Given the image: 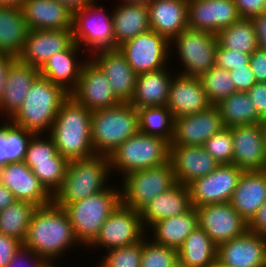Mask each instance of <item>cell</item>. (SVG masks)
Segmentation results:
<instances>
[{
    "label": "cell",
    "instance_id": "cell-27",
    "mask_svg": "<svg viewBox=\"0 0 266 267\" xmlns=\"http://www.w3.org/2000/svg\"><path fill=\"white\" fill-rule=\"evenodd\" d=\"M266 201V170L244 171L230 200L233 208L250 222Z\"/></svg>",
    "mask_w": 266,
    "mask_h": 267
},
{
    "label": "cell",
    "instance_id": "cell-59",
    "mask_svg": "<svg viewBox=\"0 0 266 267\" xmlns=\"http://www.w3.org/2000/svg\"><path fill=\"white\" fill-rule=\"evenodd\" d=\"M59 3L67 7L73 13L85 6L92 4L95 0H57Z\"/></svg>",
    "mask_w": 266,
    "mask_h": 267
},
{
    "label": "cell",
    "instance_id": "cell-10",
    "mask_svg": "<svg viewBox=\"0 0 266 267\" xmlns=\"http://www.w3.org/2000/svg\"><path fill=\"white\" fill-rule=\"evenodd\" d=\"M96 2L73 13V41L78 46L86 44L91 54L99 50L118 49L113 33L112 13L107 15Z\"/></svg>",
    "mask_w": 266,
    "mask_h": 267
},
{
    "label": "cell",
    "instance_id": "cell-44",
    "mask_svg": "<svg viewBox=\"0 0 266 267\" xmlns=\"http://www.w3.org/2000/svg\"><path fill=\"white\" fill-rule=\"evenodd\" d=\"M40 136H42L43 139ZM40 136L39 134H34L27 146V151L23 161L30 167V169L35 165V163L52 162V159L59 154L52 138L49 135H47V138L41 134Z\"/></svg>",
    "mask_w": 266,
    "mask_h": 267
},
{
    "label": "cell",
    "instance_id": "cell-12",
    "mask_svg": "<svg viewBox=\"0 0 266 267\" xmlns=\"http://www.w3.org/2000/svg\"><path fill=\"white\" fill-rule=\"evenodd\" d=\"M140 213L120 204L106 219L96 238L87 246L107 251L140 242L147 234Z\"/></svg>",
    "mask_w": 266,
    "mask_h": 267
},
{
    "label": "cell",
    "instance_id": "cell-5",
    "mask_svg": "<svg viewBox=\"0 0 266 267\" xmlns=\"http://www.w3.org/2000/svg\"><path fill=\"white\" fill-rule=\"evenodd\" d=\"M138 132L137 109L130 103L91 112V141L95 154L109 156Z\"/></svg>",
    "mask_w": 266,
    "mask_h": 267
},
{
    "label": "cell",
    "instance_id": "cell-39",
    "mask_svg": "<svg viewBox=\"0 0 266 267\" xmlns=\"http://www.w3.org/2000/svg\"><path fill=\"white\" fill-rule=\"evenodd\" d=\"M139 132L157 136L171 143L174 134V116L167 106L137 109Z\"/></svg>",
    "mask_w": 266,
    "mask_h": 267
},
{
    "label": "cell",
    "instance_id": "cell-60",
    "mask_svg": "<svg viewBox=\"0 0 266 267\" xmlns=\"http://www.w3.org/2000/svg\"><path fill=\"white\" fill-rule=\"evenodd\" d=\"M26 0H0V6L21 8Z\"/></svg>",
    "mask_w": 266,
    "mask_h": 267
},
{
    "label": "cell",
    "instance_id": "cell-33",
    "mask_svg": "<svg viewBox=\"0 0 266 267\" xmlns=\"http://www.w3.org/2000/svg\"><path fill=\"white\" fill-rule=\"evenodd\" d=\"M199 226L198 213L195 207L189 211L166 219L156 221L149 226L153 232V242L179 249L186 237Z\"/></svg>",
    "mask_w": 266,
    "mask_h": 267
},
{
    "label": "cell",
    "instance_id": "cell-55",
    "mask_svg": "<svg viewBox=\"0 0 266 267\" xmlns=\"http://www.w3.org/2000/svg\"><path fill=\"white\" fill-rule=\"evenodd\" d=\"M248 231L266 235V201L262 204L256 215L248 223Z\"/></svg>",
    "mask_w": 266,
    "mask_h": 267
},
{
    "label": "cell",
    "instance_id": "cell-4",
    "mask_svg": "<svg viewBox=\"0 0 266 267\" xmlns=\"http://www.w3.org/2000/svg\"><path fill=\"white\" fill-rule=\"evenodd\" d=\"M108 156L95 154L92 157L69 161L64 181L53 195V202L65 208L68 204L83 200L108 188L110 177Z\"/></svg>",
    "mask_w": 266,
    "mask_h": 267
},
{
    "label": "cell",
    "instance_id": "cell-29",
    "mask_svg": "<svg viewBox=\"0 0 266 267\" xmlns=\"http://www.w3.org/2000/svg\"><path fill=\"white\" fill-rule=\"evenodd\" d=\"M192 207L187 185L177 183L170 190L155 196L139 213L143 227L147 229L156 221L181 215Z\"/></svg>",
    "mask_w": 266,
    "mask_h": 267
},
{
    "label": "cell",
    "instance_id": "cell-46",
    "mask_svg": "<svg viewBox=\"0 0 266 267\" xmlns=\"http://www.w3.org/2000/svg\"><path fill=\"white\" fill-rule=\"evenodd\" d=\"M203 146L219 164H232L234 148L232 131L229 128L225 127L216 133Z\"/></svg>",
    "mask_w": 266,
    "mask_h": 267
},
{
    "label": "cell",
    "instance_id": "cell-65",
    "mask_svg": "<svg viewBox=\"0 0 266 267\" xmlns=\"http://www.w3.org/2000/svg\"><path fill=\"white\" fill-rule=\"evenodd\" d=\"M45 267H56L53 263H48Z\"/></svg>",
    "mask_w": 266,
    "mask_h": 267
},
{
    "label": "cell",
    "instance_id": "cell-11",
    "mask_svg": "<svg viewBox=\"0 0 266 267\" xmlns=\"http://www.w3.org/2000/svg\"><path fill=\"white\" fill-rule=\"evenodd\" d=\"M170 42L163 36L149 30L118 46L134 72L139 75L166 68L169 60Z\"/></svg>",
    "mask_w": 266,
    "mask_h": 267
},
{
    "label": "cell",
    "instance_id": "cell-26",
    "mask_svg": "<svg viewBox=\"0 0 266 267\" xmlns=\"http://www.w3.org/2000/svg\"><path fill=\"white\" fill-rule=\"evenodd\" d=\"M147 7L150 29L169 42L188 28V0H152Z\"/></svg>",
    "mask_w": 266,
    "mask_h": 267
},
{
    "label": "cell",
    "instance_id": "cell-35",
    "mask_svg": "<svg viewBox=\"0 0 266 267\" xmlns=\"http://www.w3.org/2000/svg\"><path fill=\"white\" fill-rule=\"evenodd\" d=\"M179 261L190 267H212L217 260V245L197 226L178 249Z\"/></svg>",
    "mask_w": 266,
    "mask_h": 267
},
{
    "label": "cell",
    "instance_id": "cell-54",
    "mask_svg": "<svg viewBox=\"0 0 266 267\" xmlns=\"http://www.w3.org/2000/svg\"><path fill=\"white\" fill-rule=\"evenodd\" d=\"M254 25L258 48L266 51V13L250 19Z\"/></svg>",
    "mask_w": 266,
    "mask_h": 267
},
{
    "label": "cell",
    "instance_id": "cell-50",
    "mask_svg": "<svg viewBox=\"0 0 266 267\" xmlns=\"http://www.w3.org/2000/svg\"><path fill=\"white\" fill-rule=\"evenodd\" d=\"M241 19H251L252 17L266 13V0H233Z\"/></svg>",
    "mask_w": 266,
    "mask_h": 267
},
{
    "label": "cell",
    "instance_id": "cell-57",
    "mask_svg": "<svg viewBox=\"0 0 266 267\" xmlns=\"http://www.w3.org/2000/svg\"><path fill=\"white\" fill-rule=\"evenodd\" d=\"M0 124V168L8 164V149H7V136H6V121Z\"/></svg>",
    "mask_w": 266,
    "mask_h": 267
},
{
    "label": "cell",
    "instance_id": "cell-13",
    "mask_svg": "<svg viewBox=\"0 0 266 267\" xmlns=\"http://www.w3.org/2000/svg\"><path fill=\"white\" fill-rule=\"evenodd\" d=\"M243 169L234 164H220L214 171L187 185L193 207L230 202Z\"/></svg>",
    "mask_w": 266,
    "mask_h": 267
},
{
    "label": "cell",
    "instance_id": "cell-45",
    "mask_svg": "<svg viewBox=\"0 0 266 267\" xmlns=\"http://www.w3.org/2000/svg\"><path fill=\"white\" fill-rule=\"evenodd\" d=\"M34 135L31 131L18 127L7 120L6 136L8 149V163L23 161L28 143Z\"/></svg>",
    "mask_w": 266,
    "mask_h": 267
},
{
    "label": "cell",
    "instance_id": "cell-9",
    "mask_svg": "<svg viewBox=\"0 0 266 267\" xmlns=\"http://www.w3.org/2000/svg\"><path fill=\"white\" fill-rule=\"evenodd\" d=\"M176 46L183 64L179 75L199 77L215 66V54L218 47L217 36L207 31L185 29L170 41Z\"/></svg>",
    "mask_w": 266,
    "mask_h": 267
},
{
    "label": "cell",
    "instance_id": "cell-48",
    "mask_svg": "<svg viewBox=\"0 0 266 267\" xmlns=\"http://www.w3.org/2000/svg\"><path fill=\"white\" fill-rule=\"evenodd\" d=\"M47 264L44 258L22 244L7 267H45Z\"/></svg>",
    "mask_w": 266,
    "mask_h": 267
},
{
    "label": "cell",
    "instance_id": "cell-41",
    "mask_svg": "<svg viewBox=\"0 0 266 267\" xmlns=\"http://www.w3.org/2000/svg\"><path fill=\"white\" fill-rule=\"evenodd\" d=\"M68 161L58 154L52 159V162L35 163L31 171L37 176L44 187L54 195L61 187Z\"/></svg>",
    "mask_w": 266,
    "mask_h": 267
},
{
    "label": "cell",
    "instance_id": "cell-49",
    "mask_svg": "<svg viewBox=\"0 0 266 267\" xmlns=\"http://www.w3.org/2000/svg\"><path fill=\"white\" fill-rule=\"evenodd\" d=\"M230 75L238 92H247L257 83L250 65L230 70Z\"/></svg>",
    "mask_w": 266,
    "mask_h": 267
},
{
    "label": "cell",
    "instance_id": "cell-32",
    "mask_svg": "<svg viewBox=\"0 0 266 267\" xmlns=\"http://www.w3.org/2000/svg\"><path fill=\"white\" fill-rule=\"evenodd\" d=\"M115 7L112 21L117 46L150 30L147 4L120 3Z\"/></svg>",
    "mask_w": 266,
    "mask_h": 267
},
{
    "label": "cell",
    "instance_id": "cell-42",
    "mask_svg": "<svg viewBox=\"0 0 266 267\" xmlns=\"http://www.w3.org/2000/svg\"><path fill=\"white\" fill-rule=\"evenodd\" d=\"M178 261L177 249L142 239L140 267H174Z\"/></svg>",
    "mask_w": 266,
    "mask_h": 267
},
{
    "label": "cell",
    "instance_id": "cell-56",
    "mask_svg": "<svg viewBox=\"0 0 266 267\" xmlns=\"http://www.w3.org/2000/svg\"><path fill=\"white\" fill-rule=\"evenodd\" d=\"M17 58L9 54H0V101L5 92L7 72Z\"/></svg>",
    "mask_w": 266,
    "mask_h": 267
},
{
    "label": "cell",
    "instance_id": "cell-28",
    "mask_svg": "<svg viewBox=\"0 0 266 267\" xmlns=\"http://www.w3.org/2000/svg\"><path fill=\"white\" fill-rule=\"evenodd\" d=\"M39 75L38 68L25 64L18 58L12 63L7 72L5 92L0 101L1 116L4 113L9 120L19 110L27 92Z\"/></svg>",
    "mask_w": 266,
    "mask_h": 267
},
{
    "label": "cell",
    "instance_id": "cell-58",
    "mask_svg": "<svg viewBox=\"0 0 266 267\" xmlns=\"http://www.w3.org/2000/svg\"><path fill=\"white\" fill-rule=\"evenodd\" d=\"M17 201L13 193L0 183V211Z\"/></svg>",
    "mask_w": 266,
    "mask_h": 267
},
{
    "label": "cell",
    "instance_id": "cell-7",
    "mask_svg": "<svg viewBox=\"0 0 266 267\" xmlns=\"http://www.w3.org/2000/svg\"><path fill=\"white\" fill-rule=\"evenodd\" d=\"M110 169L128 173L160 166L170 161V143L141 132L124 141L109 156Z\"/></svg>",
    "mask_w": 266,
    "mask_h": 267
},
{
    "label": "cell",
    "instance_id": "cell-19",
    "mask_svg": "<svg viewBox=\"0 0 266 267\" xmlns=\"http://www.w3.org/2000/svg\"><path fill=\"white\" fill-rule=\"evenodd\" d=\"M0 183L7 187L17 200L32 202L38 207L53 202V195L24 161L10 162L0 168Z\"/></svg>",
    "mask_w": 266,
    "mask_h": 267
},
{
    "label": "cell",
    "instance_id": "cell-17",
    "mask_svg": "<svg viewBox=\"0 0 266 267\" xmlns=\"http://www.w3.org/2000/svg\"><path fill=\"white\" fill-rule=\"evenodd\" d=\"M225 128L216 105L199 113L174 119V134L170 145L203 146Z\"/></svg>",
    "mask_w": 266,
    "mask_h": 267
},
{
    "label": "cell",
    "instance_id": "cell-61",
    "mask_svg": "<svg viewBox=\"0 0 266 267\" xmlns=\"http://www.w3.org/2000/svg\"><path fill=\"white\" fill-rule=\"evenodd\" d=\"M152 0H121V3L149 4Z\"/></svg>",
    "mask_w": 266,
    "mask_h": 267
},
{
    "label": "cell",
    "instance_id": "cell-30",
    "mask_svg": "<svg viewBox=\"0 0 266 267\" xmlns=\"http://www.w3.org/2000/svg\"><path fill=\"white\" fill-rule=\"evenodd\" d=\"M173 75L162 68L137 75L133 96L129 103L136 109L166 106Z\"/></svg>",
    "mask_w": 266,
    "mask_h": 267
},
{
    "label": "cell",
    "instance_id": "cell-3",
    "mask_svg": "<svg viewBox=\"0 0 266 267\" xmlns=\"http://www.w3.org/2000/svg\"><path fill=\"white\" fill-rule=\"evenodd\" d=\"M69 96L61 86L39 75L27 92L22 106L9 121L34 134L48 132L61 104Z\"/></svg>",
    "mask_w": 266,
    "mask_h": 267
},
{
    "label": "cell",
    "instance_id": "cell-2",
    "mask_svg": "<svg viewBox=\"0 0 266 267\" xmlns=\"http://www.w3.org/2000/svg\"><path fill=\"white\" fill-rule=\"evenodd\" d=\"M49 136L68 162L95 155L91 141V111L69 96L60 106Z\"/></svg>",
    "mask_w": 266,
    "mask_h": 267
},
{
    "label": "cell",
    "instance_id": "cell-34",
    "mask_svg": "<svg viewBox=\"0 0 266 267\" xmlns=\"http://www.w3.org/2000/svg\"><path fill=\"white\" fill-rule=\"evenodd\" d=\"M28 32L21 8L0 6V54L18 58L23 51Z\"/></svg>",
    "mask_w": 266,
    "mask_h": 267
},
{
    "label": "cell",
    "instance_id": "cell-64",
    "mask_svg": "<svg viewBox=\"0 0 266 267\" xmlns=\"http://www.w3.org/2000/svg\"><path fill=\"white\" fill-rule=\"evenodd\" d=\"M174 267H190L189 265H185L182 262L178 261Z\"/></svg>",
    "mask_w": 266,
    "mask_h": 267
},
{
    "label": "cell",
    "instance_id": "cell-36",
    "mask_svg": "<svg viewBox=\"0 0 266 267\" xmlns=\"http://www.w3.org/2000/svg\"><path fill=\"white\" fill-rule=\"evenodd\" d=\"M226 128L238 125L258 124L263 119L258 115L247 92H236L216 105Z\"/></svg>",
    "mask_w": 266,
    "mask_h": 267
},
{
    "label": "cell",
    "instance_id": "cell-37",
    "mask_svg": "<svg viewBox=\"0 0 266 267\" xmlns=\"http://www.w3.org/2000/svg\"><path fill=\"white\" fill-rule=\"evenodd\" d=\"M32 202L17 200L0 211V233L19 240L22 244L26 239L28 226L35 210Z\"/></svg>",
    "mask_w": 266,
    "mask_h": 267
},
{
    "label": "cell",
    "instance_id": "cell-31",
    "mask_svg": "<svg viewBox=\"0 0 266 267\" xmlns=\"http://www.w3.org/2000/svg\"><path fill=\"white\" fill-rule=\"evenodd\" d=\"M80 46L73 42L65 51L58 52L39 69L40 75L61 86L69 94L76 88L84 62L76 61ZM79 62V63H78Z\"/></svg>",
    "mask_w": 266,
    "mask_h": 267
},
{
    "label": "cell",
    "instance_id": "cell-15",
    "mask_svg": "<svg viewBox=\"0 0 266 267\" xmlns=\"http://www.w3.org/2000/svg\"><path fill=\"white\" fill-rule=\"evenodd\" d=\"M70 96L91 112L121 103L112 92L108 78L90 58L84 60L77 86Z\"/></svg>",
    "mask_w": 266,
    "mask_h": 267
},
{
    "label": "cell",
    "instance_id": "cell-18",
    "mask_svg": "<svg viewBox=\"0 0 266 267\" xmlns=\"http://www.w3.org/2000/svg\"><path fill=\"white\" fill-rule=\"evenodd\" d=\"M187 17L189 29L215 35L241 19L233 0H188Z\"/></svg>",
    "mask_w": 266,
    "mask_h": 267
},
{
    "label": "cell",
    "instance_id": "cell-14",
    "mask_svg": "<svg viewBox=\"0 0 266 267\" xmlns=\"http://www.w3.org/2000/svg\"><path fill=\"white\" fill-rule=\"evenodd\" d=\"M199 226L218 246L223 242L244 235L248 222L233 208L230 202L196 207Z\"/></svg>",
    "mask_w": 266,
    "mask_h": 267
},
{
    "label": "cell",
    "instance_id": "cell-22",
    "mask_svg": "<svg viewBox=\"0 0 266 267\" xmlns=\"http://www.w3.org/2000/svg\"><path fill=\"white\" fill-rule=\"evenodd\" d=\"M72 30H29L18 59L40 69L49 58L73 43Z\"/></svg>",
    "mask_w": 266,
    "mask_h": 267
},
{
    "label": "cell",
    "instance_id": "cell-21",
    "mask_svg": "<svg viewBox=\"0 0 266 267\" xmlns=\"http://www.w3.org/2000/svg\"><path fill=\"white\" fill-rule=\"evenodd\" d=\"M91 55V60L108 78L115 97L121 103H129L134 93L137 74L125 56L119 49L99 50Z\"/></svg>",
    "mask_w": 266,
    "mask_h": 267
},
{
    "label": "cell",
    "instance_id": "cell-16",
    "mask_svg": "<svg viewBox=\"0 0 266 267\" xmlns=\"http://www.w3.org/2000/svg\"><path fill=\"white\" fill-rule=\"evenodd\" d=\"M229 129L234 148L232 164L244 171L266 170V141L262 124L238 125Z\"/></svg>",
    "mask_w": 266,
    "mask_h": 267
},
{
    "label": "cell",
    "instance_id": "cell-23",
    "mask_svg": "<svg viewBox=\"0 0 266 267\" xmlns=\"http://www.w3.org/2000/svg\"><path fill=\"white\" fill-rule=\"evenodd\" d=\"M166 106L174 118H178L205 111L212 104L198 77L175 74L171 80Z\"/></svg>",
    "mask_w": 266,
    "mask_h": 267
},
{
    "label": "cell",
    "instance_id": "cell-62",
    "mask_svg": "<svg viewBox=\"0 0 266 267\" xmlns=\"http://www.w3.org/2000/svg\"><path fill=\"white\" fill-rule=\"evenodd\" d=\"M212 267H232V266L220 263L218 260H216V262L214 263Z\"/></svg>",
    "mask_w": 266,
    "mask_h": 267
},
{
    "label": "cell",
    "instance_id": "cell-8",
    "mask_svg": "<svg viewBox=\"0 0 266 267\" xmlns=\"http://www.w3.org/2000/svg\"><path fill=\"white\" fill-rule=\"evenodd\" d=\"M121 182V204L138 212L155 196L177 184L171 161L128 173Z\"/></svg>",
    "mask_w": 266,
    "mask_h": 267
},
{
    "label": "cell",
    "instance_id": "cell-1",
    "mask_svg": "<svg viewBox=\"0 0 266 267\" xmlns=\"http://www.w3.org/2000/svg\"><path fill=\"white\" fill-rule=\"evenodd\" d=\"M76 244L80 246L65 208L52 202L35 210L23 242L25 247L48 263H54L64 251Z\"/></svg>",
    "mask_w": 266,
    "mask_h": 267
},
{
    "label": "cell",
    "instance_id": "cell-63",
    "mask_svg": "<svg viewBox=\"0 0 266 267\" xmlns=\"http://www.w3.org/2000/svg\"><path fill=\"white\" fill-rule=\"evenodd\" d=\"M262 126H263V130H264V134H265V141H266V119H264L262 122H261Z\"/></svg>",
    "mask_w": 266,
    "mask_h": 267
},
{
    "label": "cell",
    "instance_id": "cell-25",
    "mask_svg": "<svg viewBox=\"0 0 266 267\" xmlns=\"http://www.w3.org/2000/svg\"><path fill=\"white\" fill-rule=\"evenodd\" d=\"M21 10L29 30H72L73 12L57 0H26Z\"/></svg>",
    "mask_w": 266,
    "mask_h": 267
},
{
    "label": "cell",
    "instance_id": "cell-51",
    "mask_svg": "<svg viewBox=\"0 0 266 267\" xmlns=\"http://www.w3.org/2000/svg\"><path fill=\"white\" fill-rule=\"evenodd\" d=\"M21 245L22 243L19 240L0 233V267L8 266Z\"/></svg>",
    "mask_w": 266,
    "mask_h": 267
},
{
    "label": "cell",
    "instance_id": "cell-47",
    "mask_svg": "<svg viewBox=\"0 0 266 267\" xmlns=\"http://www.w3.org/2000/svg\"><path fill=\"white\" fill-rule=\"evenodd\" d=\"M250 65V55L222 48L219 44L215 54V66L227 71Z\"/></svg>",
    "mask_w": 266,
    "mask_h": 267
},
{
    "label": "cell",
    "instance_id": "cell-52",
    "mask_svg": "<svg viewBox=\"0 0 266 267\" xmlns=\"http://www.w3.org/2000/svg\"><path fill=\"white\" fill-rule=\"evenodd\" d=\"M258 115L266 119V83L257 82L249 91H247Z\"/></svg>",
    "mask_w": 266,
    "mask_h": 267
},
{
    "label": "cell",
    "instance_id": "cell-24",
    "mask_svg": "<svg viewBox=\"0 0 266 267\" xmlns=\"http://www.w3.org/2000/svg\"><path fill=\"white\" fill-rule=\"evenodd\" d=\"M170 161L176 182L184 185L208 175L220 165L204 146L170 145Z\"/></svg>",
    "mask_w": 266,
    "mask_h": 267
},
{
    "label": "cell",
    "instance_id": "cell-43",
    "mask_svg": "<svg viewBox=\"0 0 266 267\" xmlns=\"http://www.w3.org/2000/svg\"><path fill=\"white\" fill-rule=\"evenodd\" d=\"M142 240L138 243L110 249L97 267H140Z\"/></svg>",
    "mask_w": 266,
    "mask_h": 267
},
{
    "label": "cell",
    "instance_id": "cell-38",
    "mask_svg": "<svg viewBox=\"0 0 266 267\" xmlns=\"http://www.w3.org/2000/svg\"><path fill=\"white\" fill-rule=\"evenodd\" d=\"M216 36L222 48L249 55L258 48L254 25L250 19H240L221 29Z\"/></svg>",
    "mask_w": 266,
    "mask_h": 267
},
{
    "label": "cell",
    "instance_id": "cell-40",
    "mask_svg": "<svg viewBox=\"0 0 266 267\" xmlns=\"http://www.w3.org/2000/svg\"><path fill=\"white\" fill-rule=\"evenodd\" d=\"M198 79L212 105H217L222 99L237 92L230 71L223 68L213 66Z\"/></svg>",
    "mask_w": 266,
    "mask_h": 267
},
{
    "label": "cell",
    "instance_id": "cell-20",
    "mask_svg": "<svg viewBox=\"0 0 266 267\" xmlns=\"http://www.w3.org/2000/svg\"><path fill=\"white\" fill-rule=\"evenodd\" d=\"M217 260L232 267L266 265V235L247 231L217 246Z\"/></svg>",
    "mask_w": 266,
    "mask_h": 267
},
{
    "label": "cell",
    "instance_id": "cell-53",
    "mask_svg": "<svg viewBox=\"0 0 266 267\" xmlns=\"http://www.w3.org/2000/svg\"><path fill=\"white\" fill-rule=\"evenodd\" d=\"M250 67L257 82L266 83V51L257 48L250 55Z\"/></svg>",
    "mask_w": 266,
    "mask_h": 267
},
{
    "label": "cell",
    "instance_id": "cell-6",
    "mask_svg": "<svg viewBox=\"0 0 266 267\" xmlns=\"http://www.w3.org/2000/svg\"><path fill=\"white\" fill-rule=\"evenodd\" d=\"M108 186L101 192L65 207L75 238L85 247L96 238L106 219L121 204L120 189Z\"/></svg>",
    "mask_w": 266,
    "mask_h": 267
}]
</instances>
